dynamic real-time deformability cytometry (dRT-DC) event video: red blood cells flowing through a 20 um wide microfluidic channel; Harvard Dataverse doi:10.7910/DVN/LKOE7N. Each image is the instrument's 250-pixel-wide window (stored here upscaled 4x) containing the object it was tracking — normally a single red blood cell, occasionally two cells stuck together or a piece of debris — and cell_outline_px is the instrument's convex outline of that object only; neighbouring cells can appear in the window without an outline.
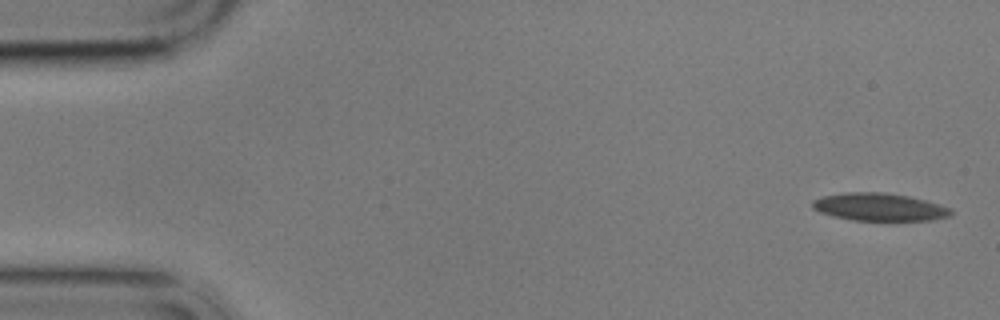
{"species": "common noctule bat (a hibernating species)", "species_latin": "Nyctalus noctula", "temperature_condition": "cold", "stored_images_in_passage": 5, "camera_frame_rate_fps": 3000, "um_per_image_px": 0.085, "animal": {"sex": "male", "body_mass_g": 17.9}, "frame": {"image": 1, "passage_image": 1, "time_ms": 0.0, "image_size_px": [1000, 320], "cell_outline_px": [[952, 212], [948, 216], [932, 220], [852, 220], [832, 216], [820, 212], [812, 208], [812, 200], [824, 196], [844, 192], [884, 192], [908, 196], [924, 200], [952, 208]], "centroid_in_image_um": [74.71, 17.59], "position_along_channel_um": 10.3, "area_um2": 22.25}}
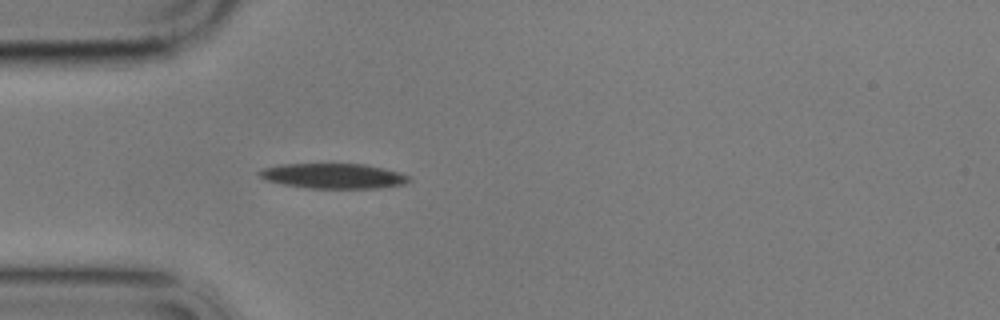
{"frame": {"image": 2, "passage_image": 5, "time_ms": 4.667, "image_size_px": [1000, 320], "cell_outline_px": [[412, 180], [404, 184], [376, 188], [308, 188], [284, 184], [268, 180], [260, 176], [256, 172], [260, 168], [280, 164], [364, 164], [384, 168], [400, 172], [408, 176]], "centroid_in_image_um": [28.33, 14.95], "position_along_channel_um": 56.7, "area_um2": 21.85}}